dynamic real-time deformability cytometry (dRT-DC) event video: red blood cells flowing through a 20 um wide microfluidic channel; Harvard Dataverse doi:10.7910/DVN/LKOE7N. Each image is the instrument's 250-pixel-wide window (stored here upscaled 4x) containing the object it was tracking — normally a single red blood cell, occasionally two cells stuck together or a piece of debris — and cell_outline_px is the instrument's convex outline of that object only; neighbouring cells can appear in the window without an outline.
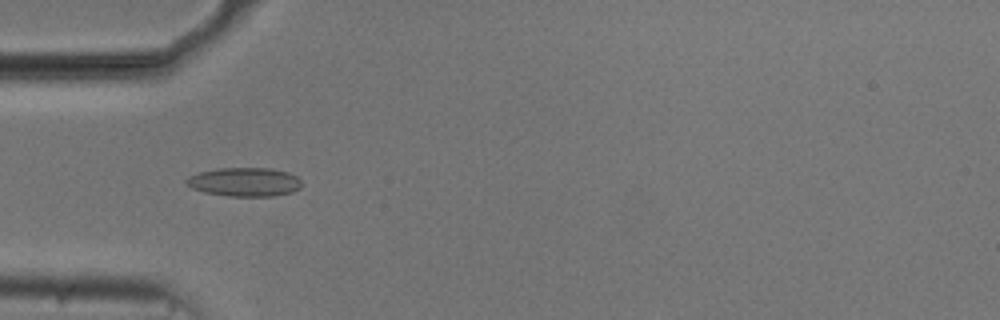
{"species": "common noctule bat (a hibernating species)", "species_latin": "Nyctalus noctula", "temperature_condition": "cold", "stored_images_in_passage": 35, "camera_frame_rate_fps": 3000, "um_per_image_px": 0.085, "animal": {"sex": "male", "body_mass_g": 20.5, "forearm_length_mm": 52.5}, "frame": {"image": 1, "passage_image": 5, "time_ms": 1.333, "image_size_px": [1000, 320], "cell_outline_px": [[300, 188], [292, 192], [276, 196], [228, 196], [204, 192], [192, 188], [184, 184], [184, 180], [188, 176], [200, 172], [216, 168], [268, 168], [288, 172], [296, 176], [300, 180]], "centroid_in_image_um": [20.75, 15.47], "position_along_channel_um": 64.3, "area_um2": 19.48}}
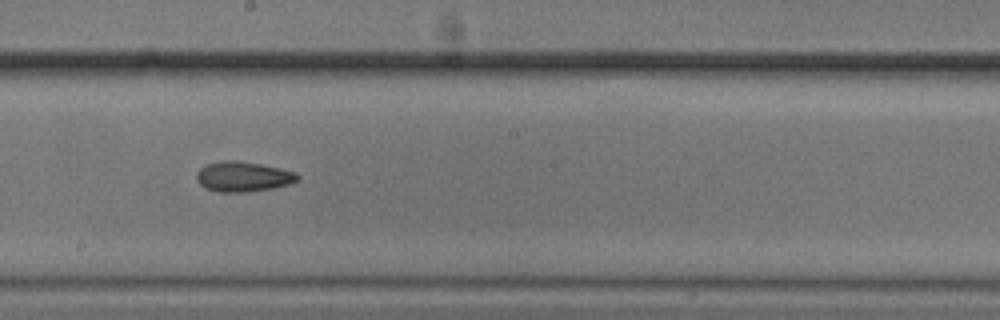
{"frame": {"image": 2, "passage_image": 18, "time_ms": 5.667, "image_size_px": [1000, 320], "cell_outline_px": [[300, 180], [288, 184], [272, 188], [244, 192], [220, 192], [208, 188], [200, 184], [196, 180], [196, 172], [204, 164], [224, 160], [236, 160], [260, 164], [280, 168], [296, 172], [300, 176]], "centroid_in_image_um": [20.66, 15.0], "position_along_channel_um": 227.5, "area_um2": 17.74}}
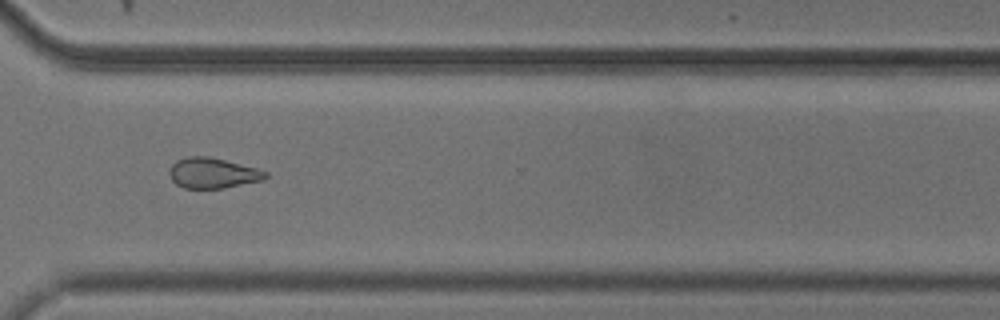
{"frame": {"image": 3, "passage_image": 28, "time_ms": 9.0, "image_size_px": [1000, 320], "cell_outline_px": [[268, 176], [264, 180], [224, 188], [184, 188], [176, 184], [172, 180], [168, 172], [172, 164], [176, 160], [188, 156], [208, 156], [256, 168], [268, 172]], "centroid_in_image_um": [18.07, 14.71], "position_along_channel_um": 352.5, "area_um2": 17.05}, "authors_computed_cell_mechanics": {"area_um2": 17.34, "velocity_mm_per_s": 3.764, "shape_relaxation_time_tau1_ms": 2.6113, "shape_relaxation_time_tau2_ms": 5.3744, "deformation_change_tau1": 0.0911, "deformation_change_tau2": 0.1355}}